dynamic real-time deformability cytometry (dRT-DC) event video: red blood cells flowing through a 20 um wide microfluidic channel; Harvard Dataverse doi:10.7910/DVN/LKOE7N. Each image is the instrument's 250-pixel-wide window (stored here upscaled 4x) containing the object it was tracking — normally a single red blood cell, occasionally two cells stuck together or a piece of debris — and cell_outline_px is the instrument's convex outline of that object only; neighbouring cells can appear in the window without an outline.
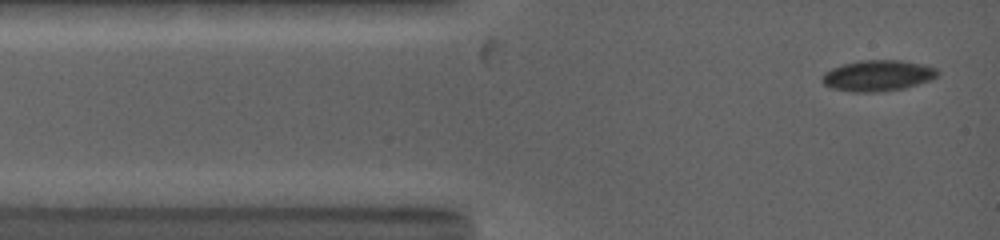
{"species": "common noctule bat (a hibernating species)", "species_latin": "Nyctalus noctula", "temperature_condition": "warm", "stored_images_in_passage": 49, "camera_frame_rate_fps": 5000, "um_per_image_px": 0.085, "animal": {"sex": "female", "body_mass_g": 19.0, "forearm_length_mm": 53.3}, "frame": {"image": 1, "passage_image": 3, "time_ms": 0.2, "image_size_px": [1000, 240], "cell_outline_px": [[940, 72], [932, 80], [904, 88], [876, 92], [852, 92], [832, 88], [824, 84], [820, 80], [820, 76], [824, 72], [832, 68], [844, 64], [860, 60], [900, 60], [924, 64], [936, 68]], "centroid_in_image_um": [74.6, 6.42], "position_along_channel_um": 10.4, "area_um2": 20.98}}
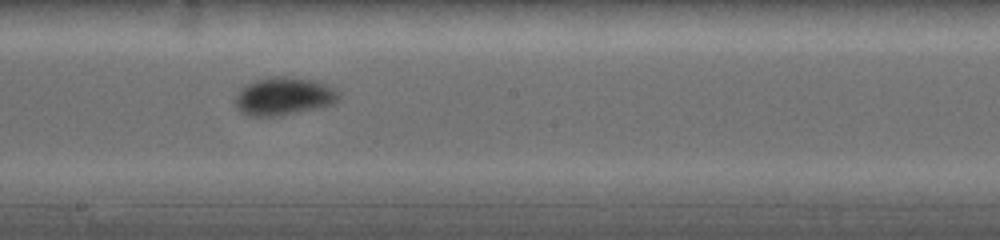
{"frame": {"image": 2, "passage_image": 32, "time_ms": 6.6, "image_size_px": [1000, 240], "cell_outline_px": [[340, 96], [332, 104], [320, 108], [276, 116], [252, 116], [240, 112], [236, 108], [236, 92], [244, 84], [256, 80], [272, 76], [280, 76], [316, 80], [332, 88]], "centroid_in_image_um": [24.07, 8.18], "position_along_channel_um": 224.1, "area_um2": 22.83}}
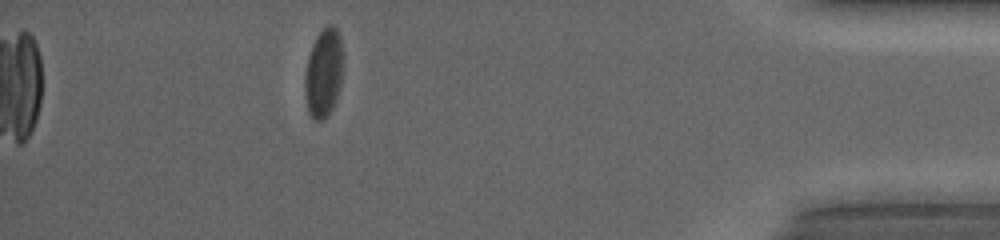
{"frame": {"image": 3, "passage_image": 49, "time_ms": 12.6, "image_size_px": [1000, 240], "cell_outline_px": [[340, 88], [336, 100], [328, 116], [324, 120], [316, 120], [308, 112], [304, 92], [304, 76], [308, 56], [312, 44], [316, 36], [328, 24], [332, 24], [336, 28], [340, 36]], "centroid_in_image_um": [27.46, 6.23], "position_along_channel_um": 407.7, "area_um2": 19.48}, "authors_computed_cell_mechanics": {"area_um2": 21.1548, "velocity_mm_per_s": 3.9937, "shape_relaxation_time_tau1_ms": 3.1594, "shape_relaxation_time_tau2_ms": null, "deformation_change_tau1": 0.1069, "deformation_change_tau2": null}}